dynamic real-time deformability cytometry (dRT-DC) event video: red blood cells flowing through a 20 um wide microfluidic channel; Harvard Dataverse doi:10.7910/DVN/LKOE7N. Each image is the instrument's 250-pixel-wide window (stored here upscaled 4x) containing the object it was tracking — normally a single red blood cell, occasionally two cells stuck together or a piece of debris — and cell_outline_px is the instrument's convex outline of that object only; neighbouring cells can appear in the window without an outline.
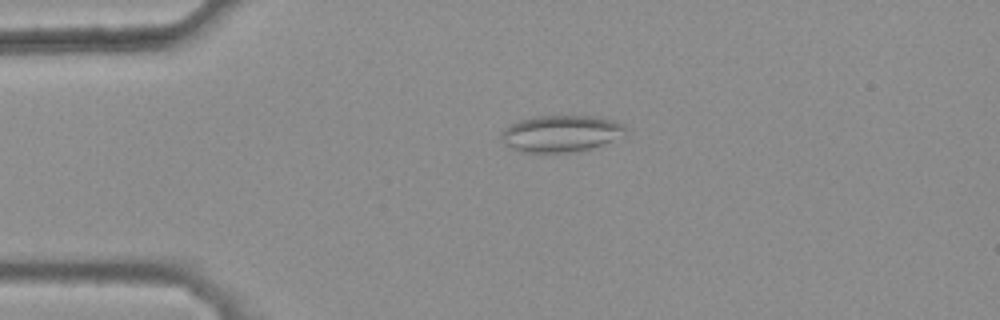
{"species": "common noctule bat (a hibernating species)", "species_latin": "Nyctalus noctula", "temperature_condition": "warm", "stored_images_in_passage": 40, "camera_frame_rate_fps": 3000, "um_per_image_px": 0.085, "animal": {"sex": "female", "body_mass_g": 25.1}, "frame": {"image": 1, "passage_image": 5, "time_ms": 1.333, "image_size_px": [1000, 320], "cell_outline_px": [[628, 128], [624, 136], [588, 148], [568, 152], [524, 152], [512, 148], [504, 144], [500, 140], [500, 132], [516, 120], [532, 116], [596, 116], [616, 120], [624, 124]], "centroid_in_image_um": [47.66, 11.32], "position_along_channel_um": 37.3, "area_um2": 26.7}}
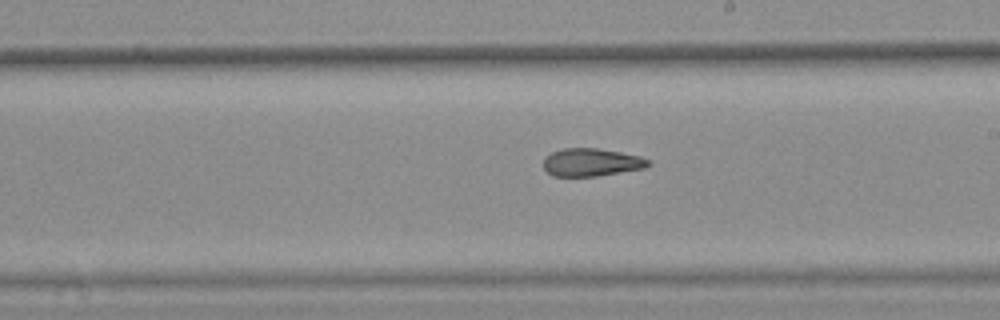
{"frame": {"image": 2, "passage_image": 23, "time_ms": 7.333, "image_size_px": [1000, 320], "cell_outline_px": [[652, 164], [644, 168], [596, 176], [552, 176], [544, 168], [544, 156], [552, 152], [564, 148], [596, 148], [620, 152], [640, 156], [652, 160]], "centroid_in_image_um": [50.28, 13.79], "position_along_channel_um": 238.7, "area_um2": 17.05}}
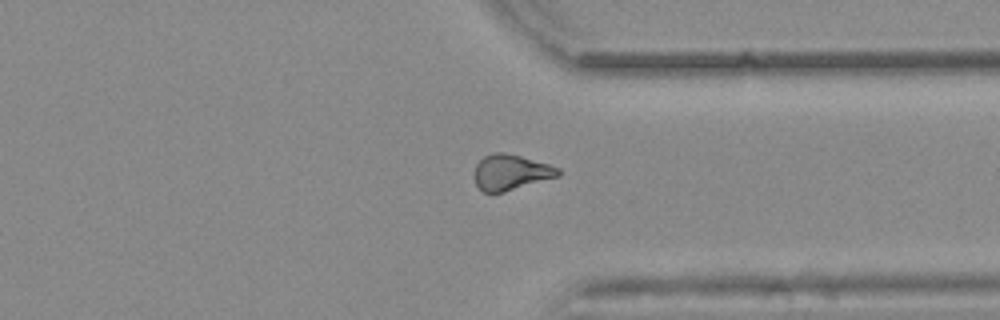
{"frame": {"image": 3, "passage_image": 33, "time_ms": 10.667, "image_size_px": [1000, 320], "cell_outline_px": [[564, 172], [560, 176], [504, 192], [484, 192], [476, 184], [476, 164], [484, 156], [492, 152], [500, 152], [520, 156], [548, 164], [560, 168]], "centroid_in_image_um": [43.48, 14.64], "position_along_channel_um": 367.9, "area_um2": 17.22}, "authors_computed_cell_mechanics": {"area_um2": 17.6868, "velocity_mm_per_s": 3.8892, "shape_relaxation_time_tau1_ms": null, "shape_relaxation_time_tau2_ms": 3.5504, "deformation_change_tau1": null, "deformation_change_tau2": 0.1189}}